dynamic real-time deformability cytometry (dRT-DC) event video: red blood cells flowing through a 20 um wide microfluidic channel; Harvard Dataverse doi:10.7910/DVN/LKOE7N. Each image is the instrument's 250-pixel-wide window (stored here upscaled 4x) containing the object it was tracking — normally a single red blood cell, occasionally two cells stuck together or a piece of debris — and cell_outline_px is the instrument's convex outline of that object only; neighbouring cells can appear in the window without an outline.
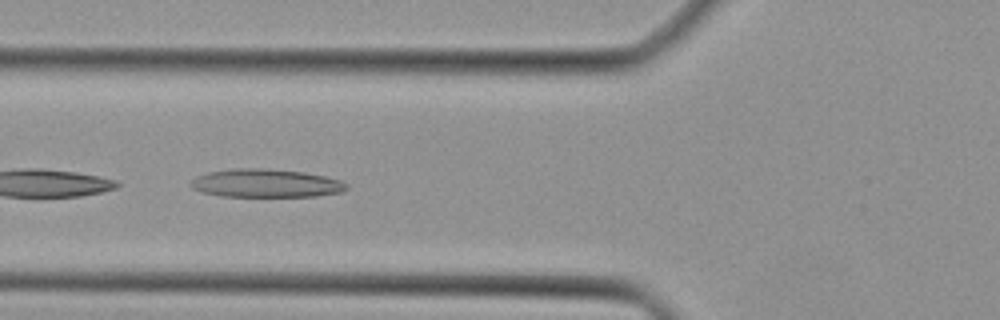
{"species": "Egyptian fruit bat (a non-hibernating species)", "species_latin": "Rousettus aegyptiacus", "temperature_condition": "cold", "stored_images_in_passage": 35, "camera_frame_rate_fps": 3000, "um_per_image_px": 0.085, "animal": {"sex": "female"}, "frame": {"image": 1, "passage_image": 9, "time_ms": 2.667, "image_size_px": [1000, 320], "cell_outline_px": [[348, 188], [340, 192], [316, 196], [220, 196], [204, 192], [192, 188], [192, 180], [196, 176], [208, 172], [232, 168], [264, 168], [304, 172], [324, 176], [340, 180], [348, 184]], "centroid_in_image_um": [22.61, 15.57], "position_along_channel_um": 103.2, "area_um2": 25.55}}
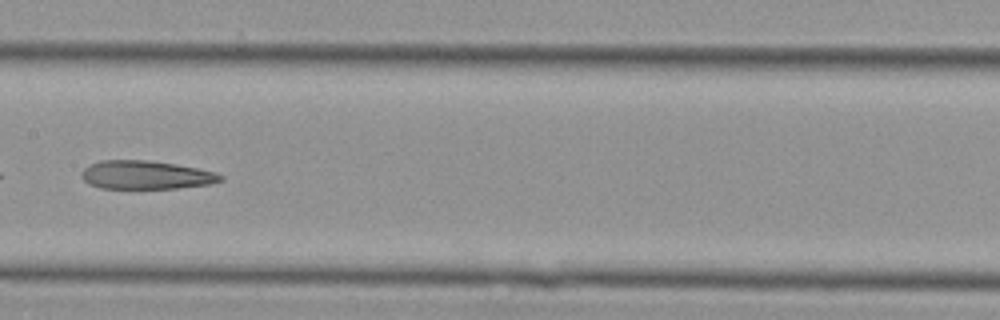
{"frame": {"image": 2, "passage_image": 15, "time_ms": 4.667, "image_size_px": [1000, 320], "cell_outline_px": [[224, 180], [208, 184], [176, 188], [100, 188], [88, 184], [80, 176], [80, 172], [88, 164], [100, 160], [148, 160], [196, 168], [216, 172], [224, 176]], "centroid_in_image_um": [12.35, 14.87], "position_along_channel_um": 195.1, "area_um2": 23.06}}
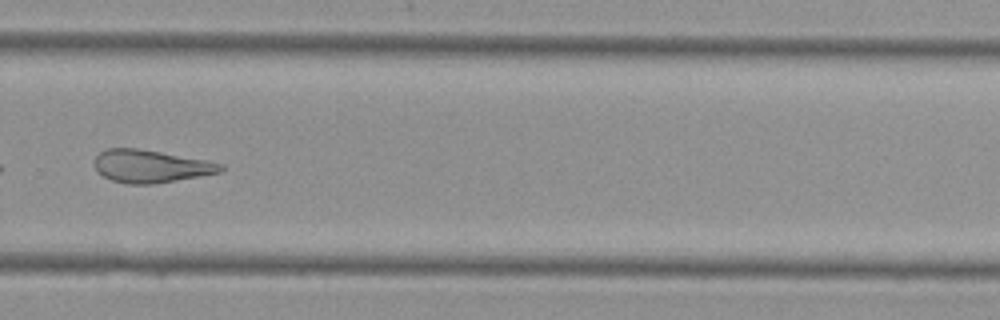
{"frame": {"image": 3, "passage_image": 23, "time_ms": 7.333, "image_size_px": [1000, 320], "cell_outline_px": [[224, 168], [220, 172], [152, 184], [128, 184], [112, 180], [104, 176], [96, 168], [96, 156], [100, 152], [108, 148], [136, 148], [160, 152], [204, 160], [224, 164]], "centroid_in_image_um": [12.8, 14.13], "position_along_channel_um": 317.0, "area_um2": 23.47}}